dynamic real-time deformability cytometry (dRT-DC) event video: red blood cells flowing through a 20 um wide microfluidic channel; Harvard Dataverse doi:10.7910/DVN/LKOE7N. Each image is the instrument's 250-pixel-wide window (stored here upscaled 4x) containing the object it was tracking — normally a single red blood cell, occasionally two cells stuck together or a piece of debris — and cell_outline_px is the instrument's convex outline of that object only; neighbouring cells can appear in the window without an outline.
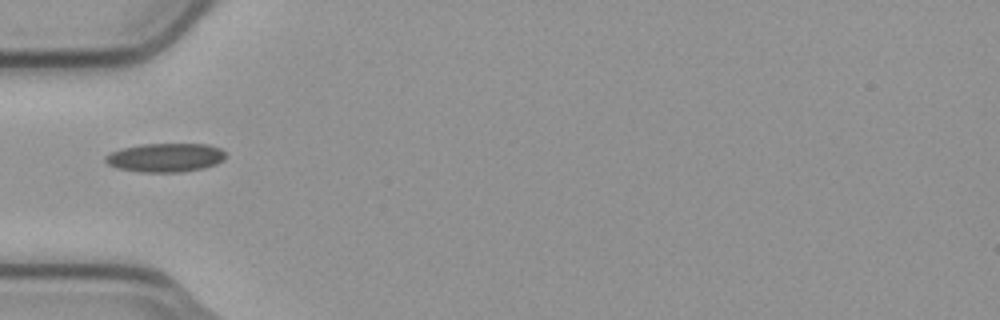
{"species": "common noctule bat (a hibernating species)", "species_latin": "Nyctalus noctula", "temperature_condition": "cold", "stored_images_in_passage": 7, "camera_frame_rate_fps": 3000, "um_per_image_px": 0.085, "animal": {"sex": "male", "body_mass_g": 23.1, "forearm_length_mm": 52.7}, "frame": {"image": 1, "passage_image": 5, "time_ms": 1.333, "image_size_px": [1000, 320], "cell_outline_px": [[228, 156], [224, 160], [216, 164], [184, 172], [140, 172], [116, 168], [108, 164], [104, 160], [104, 156], [112, 152], [124, 148], [140, 144], [208, 144], [220, 148]], "centroid_in_image_um": [14.07, 13.39], "position_along_channel_um": 70.9, "area_um2": 20.23}}
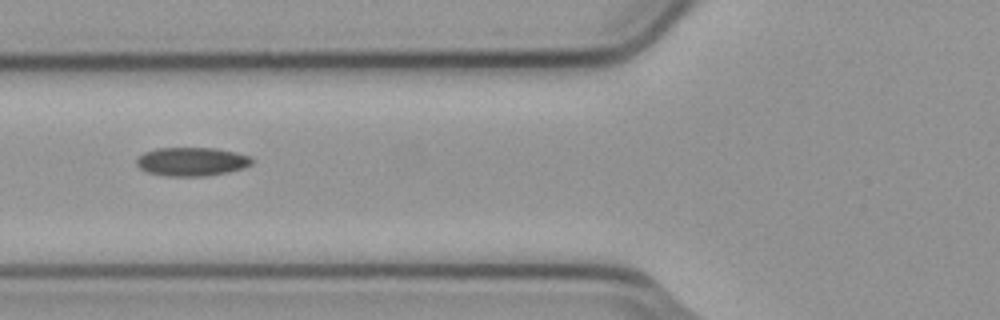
{"frame": {"image": 2, "passage_image": 6, "time_ms": 1.667, "image_size_px": [1000, 320], "cell_outline_px": [[252, 164], [244, 168], [228, 172], [204, 176], [164, 176], [148, 172], [140, 168], [136, 164], [136, 156], [144, 152], [156, 148], [216, 148], [236, 152], [248, 156], [252, 160]], "centroid_in_image_um": [16.26, 13.73], "position_along_channel_um": 109.5, "area_um2": 19.36}}
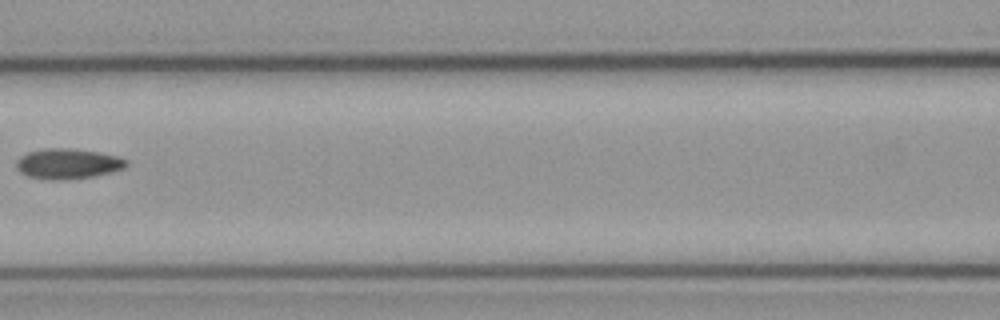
{"frame": {"image": 3, "passage_image": 7, "time_ms": 2.0, "image_size_px": [1000, 320], "cell_outline_px": [[128, 164], [124, 168], [112, 172], [92, 176], [56, 180], [52, 180], [28, 176], [20, 172], [16, 168], [16, 160], [20, 156], [28, 152], [44, 148], [72, 148], [100, 152], [116, 156], [128, 160]], "centroid_in_image_um": [5.75, 13.9], "position_along_channel_um": 160.8, "area_um2": 19.42}}